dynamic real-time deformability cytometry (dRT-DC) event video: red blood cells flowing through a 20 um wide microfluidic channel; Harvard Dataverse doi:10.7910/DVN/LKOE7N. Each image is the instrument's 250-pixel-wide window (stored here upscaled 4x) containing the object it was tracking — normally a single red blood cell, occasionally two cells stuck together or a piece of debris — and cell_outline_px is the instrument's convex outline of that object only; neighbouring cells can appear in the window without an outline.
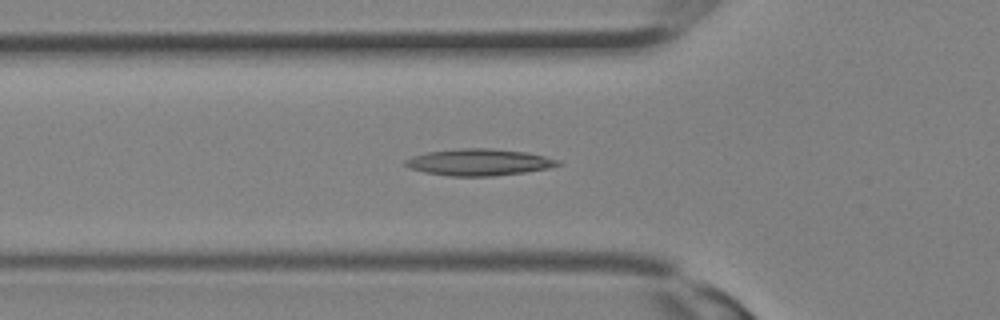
{"species": "Egyptian fruit bat (a non-hibernating species)", "species_latin": "Rousettus aegyptiacus", "temperature_condition": "room temperature", "stored_images_in_passage": 30, "camera_frame_rate_fps": 3000, "um_per_image_px": 0.085, "animal": {"sex": "female"}, "frame": {"image": 1, "passage_image": 10, "time_ms": 3.0, "image_size_px": [1000, 320], "cell_outline_px": [[564, 164], [548, 168], [524, 172], [492, 176], [452, 176], [424, 172], [412, 168], [404, 164], [404, 160], [412, 156], [424, 152], [456, 148], [492, 148], [528, 152], [560, 160]], "centroid_in_image_um": [40.73, 13.77], "position_along_channel_um": 85.1, "area_um2": 23.87}}
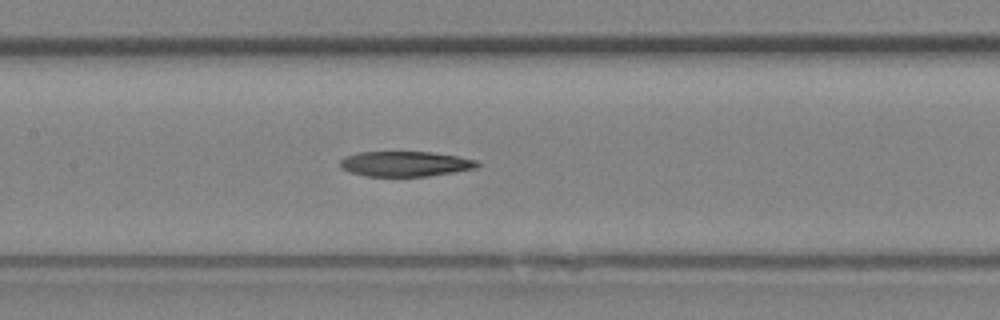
{"frame": {"image": 2, "passage_image": 14, "time_ms": 4.333, "image_size_px": [1000, 320], "cell_outline_px": [[484, 164], [476, 168], [428, 176], [364, 176], [348, 172], [340, 168], [340, 160], [344, 156], [356, 152], [432, 152], [460, 156], [476, 160]], "centroid_in_image_um": [34.44, 13.92], "position_along_channel_um": 173.0, "area_um2": 20.4}}
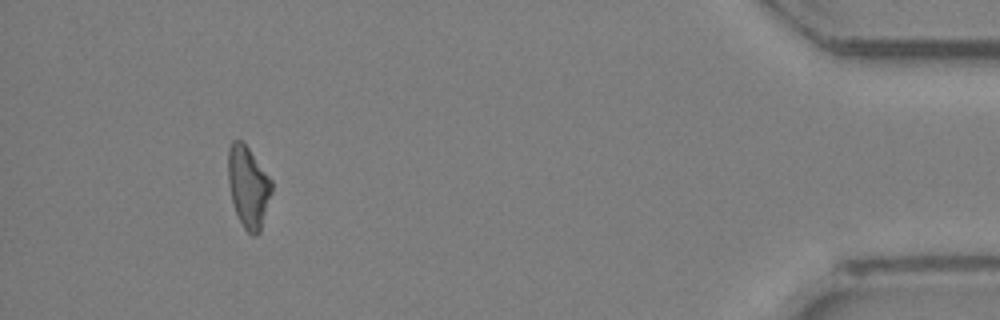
{"frame": {"image": 3, "passage_image": 28, "time_ms": 9.0, "image_size_px": [1000, 320], "cell_outline_px": [[272, 192], [260, 232], [256, 236], [252, 236], [244, 228], [236, 212], [232, 200], [228, 180], [228, 148], [232, 140], [240, 140], [248, 148], [272, 180]], "centroid_in_image_um": [21.1, 15.89], "position_along_channel_um": 414.1, "area_um2": 20.52}}